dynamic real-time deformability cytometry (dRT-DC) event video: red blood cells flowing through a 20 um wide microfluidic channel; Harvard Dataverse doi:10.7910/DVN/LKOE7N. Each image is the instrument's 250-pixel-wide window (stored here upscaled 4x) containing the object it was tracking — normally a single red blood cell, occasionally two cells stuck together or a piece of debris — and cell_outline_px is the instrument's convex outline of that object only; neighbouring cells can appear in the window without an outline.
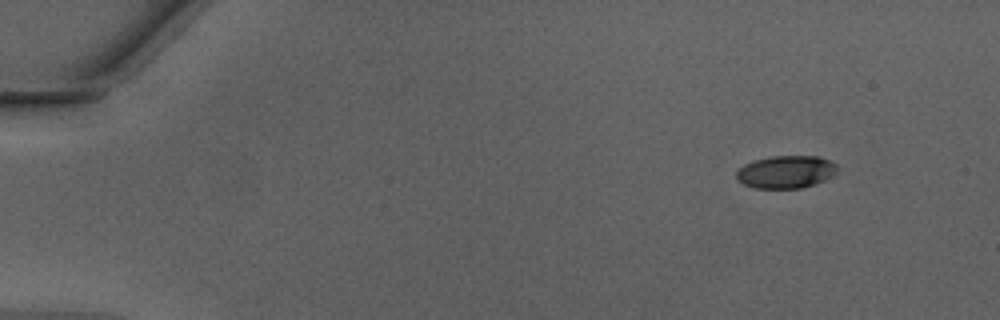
{"species": "Egyptian fruit bat (a non-hibernating species)", "species_latin": "Rousettus aegyptiacus", "temperature_condition": "warm", "stored_images_in_passage": 45, "camera_frame_rate_fps": 3000, "um_per_image_px": 0.085, "animal": {"sex": "male"}, "frame": {"image": 1, "passage_image": 1, "time_ms": 0.0, "image_size_px": [1000, 320], "cell_outline_px": [[836, 176], [800, 188], [752, 188], [736, 180], [736, 172], [744, 164], [756, 160], [772, 156], [816, 156], [828, 160], [836, 164]], "centroid_in_image_um": [66.79, 14.62], "position_along_channel_um": 18.2, "area_um2": 19.13}}
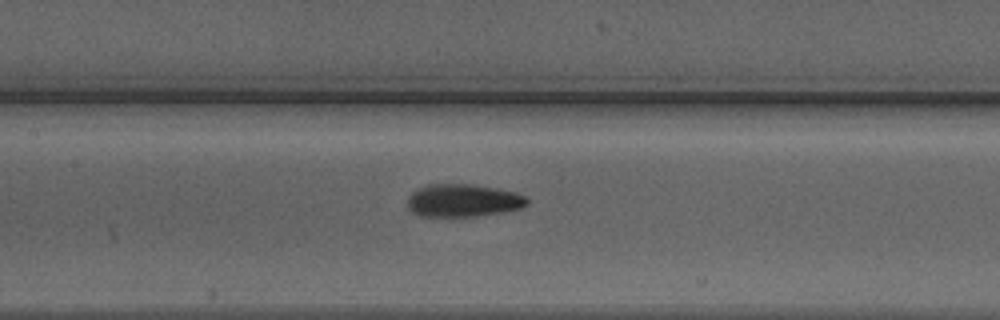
{"frame": {"image": 2, "passage_image": 20, "time_ms": 6.333, "image_size_px": [1000, 320], "cell_outline_px": [[528, 204], [520, 208], [500, 212], [476, 216], [420, 216], [412, 212], [408, 208], [408, 196], [412, 192], [428, 184], [468, 184], [516, 192], [524, 196], [528, 200]], "centroid_in_image_um": [39.33, 17.04], "position_along_channel_um": 168.1, "area_um2": 22.54}}
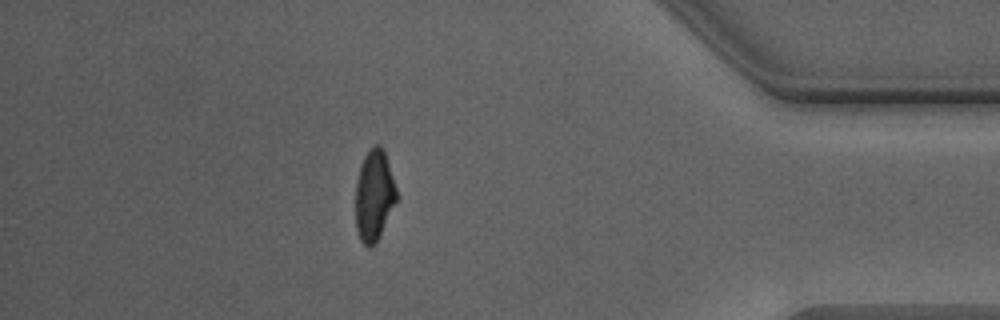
{"frame": {"image": 3, "passage_image": 39, "time_ms": 12.667, "image_size_px": [1000, 320], "cell_outline_px": [[400, 196], [372, 248], [368, 248], [360, 240], [356, 228], [356, 184], [360, 164], [364, 156], [376, 144], [380, 144], [384, 148]], "centroid_in_image_um": [31.83, 16.58], "position_along_channel_um": 403.4, "area_um2": 22.02}, "authors_computed_cell_mechanics": {"area_um2": 22.1952, "velocity_mm_per_s": 4.2956, "shape_relaxation_time_tau1_ms": 4.6612, "shape_relaxation_time_tau2_ms": 1.8724, "deformation_change_tau1": 0.1889, "deformation_change_tau2": 0.0975}}